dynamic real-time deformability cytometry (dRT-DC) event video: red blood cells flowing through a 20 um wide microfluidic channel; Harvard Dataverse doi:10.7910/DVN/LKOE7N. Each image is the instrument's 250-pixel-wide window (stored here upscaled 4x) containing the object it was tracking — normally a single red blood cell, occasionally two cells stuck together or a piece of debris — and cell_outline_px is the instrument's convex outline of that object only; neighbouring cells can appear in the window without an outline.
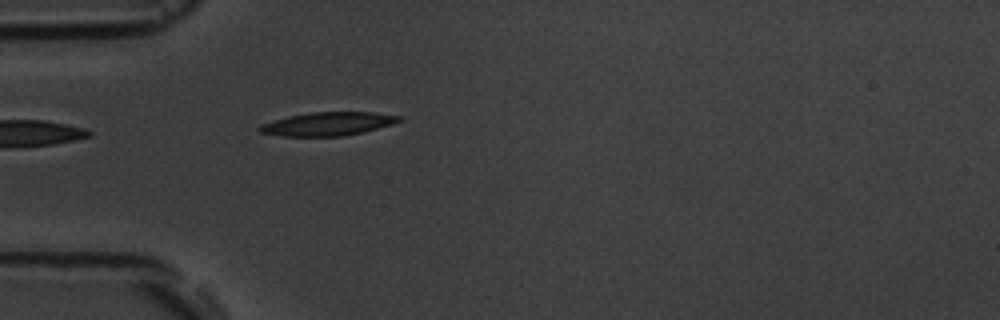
{"species": "common noctule bat (a hibernating species)", "species_latin": "Nyctalus noctula", "temperature_condition": "room temperature", "stored_images_in_passage": 5, "camera_frame_rate_fps": 3000, "um_per_image_px": 0.085, "animal": {"sex": "male", "body_mass_g": 19.5, "forearm_length_mm": 54.6}, "frame": {"image": 1, "passage_image": 5, "time_ms": 5.333, "image_size_px": [1000, 320], "cell_outline_px": [[404, 120], [392, 124], [364, 132], [344, 136], [280, 136], [260, 132], [256, 128], [260, 124], [288, 116], [312, 112], [372, 112], [400, 116]], "centroid_in_image_um": [27.86, 10.53], "position_along_channel_um": 57.1, "area_um2": 19.13}}